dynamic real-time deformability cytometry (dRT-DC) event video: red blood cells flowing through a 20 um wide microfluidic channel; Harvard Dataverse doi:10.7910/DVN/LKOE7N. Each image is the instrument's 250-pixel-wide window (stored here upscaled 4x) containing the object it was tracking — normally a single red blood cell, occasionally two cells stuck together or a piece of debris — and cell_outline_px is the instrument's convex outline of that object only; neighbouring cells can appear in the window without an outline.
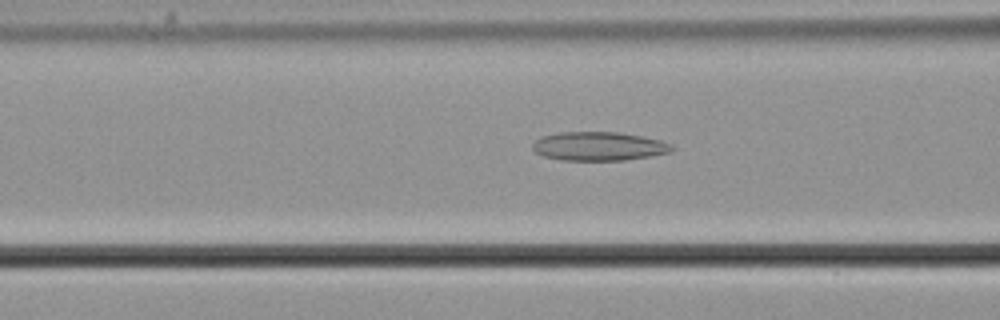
{"species": "common noctule bat (a hibernating species)", "species_latin": "Nyctalus noctula", "temperature_condition": "cold", "stored_images_in_passage": 55, "camera_frame_rate_fps": 3000, "um_per_image_px": 0.085, "animal": {"sex": "male", "body_mass_g": 21.5, "forearm_length_mm": 52.0}, "frame": {"image": 1, "passage_image": 22, "time_ms": 7.0, "image_size_px": [1000, 320], "cell_outline_px": [[676, 148], [672, 152], [652, 156], [624, 160], [560, 160], [544, 156], [536, 152], [532, 148], [532, 144], [540, 136], [560, 132], [616, 132], [640, 136], [660, 140], [672, 144]], "centroid_in_image_um": [50.92, 12.43], "position_along_channel_um": 115.7, "area_um2": 23.47}}
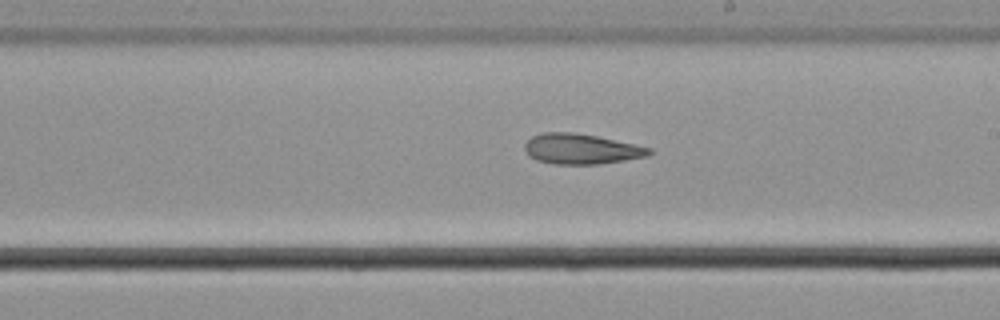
{"frame": {"image": 2, "passage_image": 32, "time_ms": 10.333, "image_size_px": [1000, 320], "cell_outline_px": [[652, 152], [648, 156], [600, 164], [552, 164], [536, 160], [528, 156], [524, 148], [524, 144], [532, 136], [540, 132], [572, 132], [596, 136], [652, 148]], "centroid_in_image_um": [49.36, 12.66], "position_along_channel_um": 239.6, "area_um2": 22.02}}
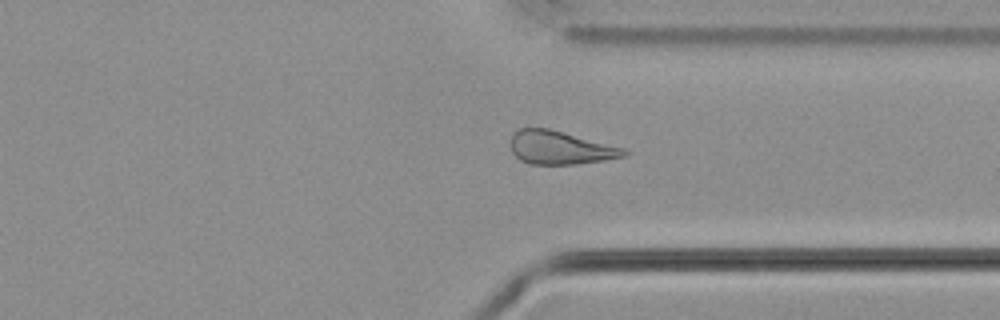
{"frame": {"image": 3, "passage_image": 42, "time_ms": 13.667, "image_size_px": [1000, 320], "cell_outline_px": [[628, 156], [604, 160], [576, 164], [532, 164], [520, 160], [512, 152], [512, 132], [520, 128], [548, 128], [624, 148], [628, 152]], "centroid_in_image_um": [47.62, 12.55], "position_along_channel_um": 363.8, "area_um2": 21.85}, "authors_computed_cell_mechanics": {"area_um2": 24.3338, "velocity_mm_per_s": 3.7112, "shape_relaxation_time_tau1_ms": 7.0359, "shape_relaxation_time_tau2_ms": 6.3168, "deformation_change_tau1": 0.1103, "deformation_change_tau2": 0.1649}}